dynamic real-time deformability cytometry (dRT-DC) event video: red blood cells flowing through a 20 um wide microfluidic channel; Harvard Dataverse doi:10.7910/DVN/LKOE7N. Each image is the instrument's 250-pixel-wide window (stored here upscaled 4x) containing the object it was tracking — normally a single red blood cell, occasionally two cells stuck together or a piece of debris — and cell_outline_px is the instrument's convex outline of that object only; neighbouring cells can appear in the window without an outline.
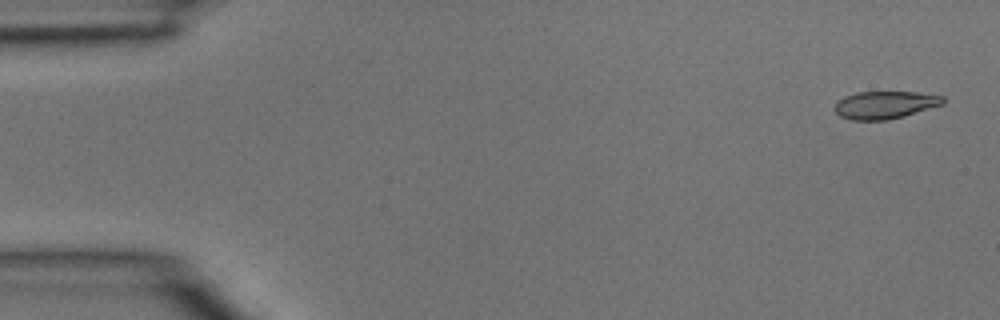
{"species": "common noctule bat (a hibernating species)", "species_latin": "Nyctalus noctula", "temperature_condition": "room temperature", "stored_images_in_passage": 17, "camera_frame_rate_fps": 3000, "um_per_image_px": 0.085, "animal": {"sex": "male", "body_mass_g": 15.6}, "frame": {"image": 1, "passage_image": 2, "time_ms": 0.333, "image_size_px": [1000, 320], "cell_outline_px": [[944, 104], [904, 116], [888, 120], [852, 120], [840, 116], [832, 108], [836, 100], [844, 96], [856, 92], [916, 92], [944, 96]], "centroid_in_image_um": [75.18, 8.91], "position_along_channel_um": 9.8, "area_um2": 17.63}}
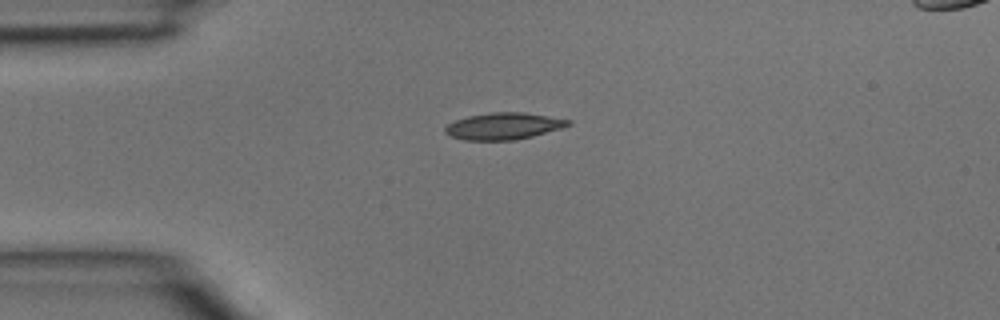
{"frame": {"image": 2, "passage_image": 11, "time_ms": 3.333, "image_size_px": [1000, 320], "cell_outline_px": [[572, 124], [560, 128], [532, 136], [516, 140], [464, 140], [448, 136], [444, 132], [444, 128], [448, 124], [456, 120], [468, 116], [492, 112], [524, 112], [572, 120]], "centroid_in_image_um": [42.78, 10.72], "position_along_channel_um": 42.2, "area_um2": 19.19}}